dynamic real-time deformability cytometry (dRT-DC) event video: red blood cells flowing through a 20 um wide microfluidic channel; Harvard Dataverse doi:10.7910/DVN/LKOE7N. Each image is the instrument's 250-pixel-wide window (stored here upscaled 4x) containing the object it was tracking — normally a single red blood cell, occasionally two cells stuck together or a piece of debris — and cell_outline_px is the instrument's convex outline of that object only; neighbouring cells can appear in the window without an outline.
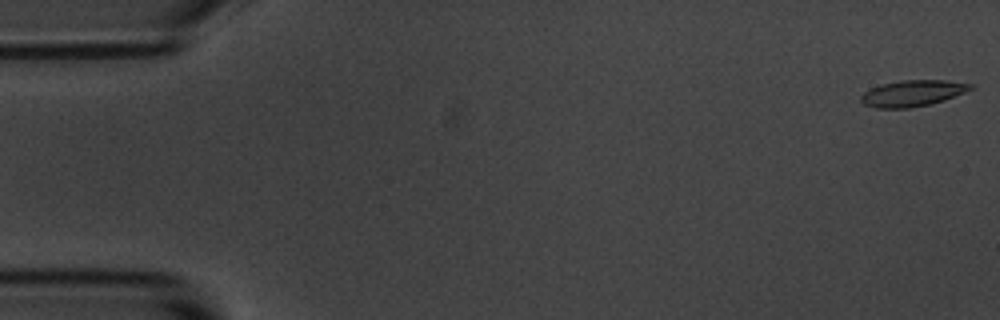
{"species": "common noctule bat (a hibernating species)", "species_latin": "Nyctalus noctula", "temperature_condition": "room temperature", "stored_images_in_passage": 7, "camera_frame_rate_fps": 3000, "um_per_image_px": 0.085, "animal": {"sex": "male", "body_mass_g": 20.1, "forearm_length_mm": 53.5}, "frame": {"image": 1, "passage_image": 1, "time_ms": 0.0, "image_size_px": [1000, 320], "cell_outline_px": [[976, 88], [944, 100], [928, 104], [908, 108], [876, 108], [864, 104], [860, 100], [860, 96], [864, 92], [880, 84], [900, 80], [944, 80], [972, 84]], "centroid_in_image_um": [77.57, 7.92], "position_along_channel_um": 7.4, "area_um2": 16.7}}